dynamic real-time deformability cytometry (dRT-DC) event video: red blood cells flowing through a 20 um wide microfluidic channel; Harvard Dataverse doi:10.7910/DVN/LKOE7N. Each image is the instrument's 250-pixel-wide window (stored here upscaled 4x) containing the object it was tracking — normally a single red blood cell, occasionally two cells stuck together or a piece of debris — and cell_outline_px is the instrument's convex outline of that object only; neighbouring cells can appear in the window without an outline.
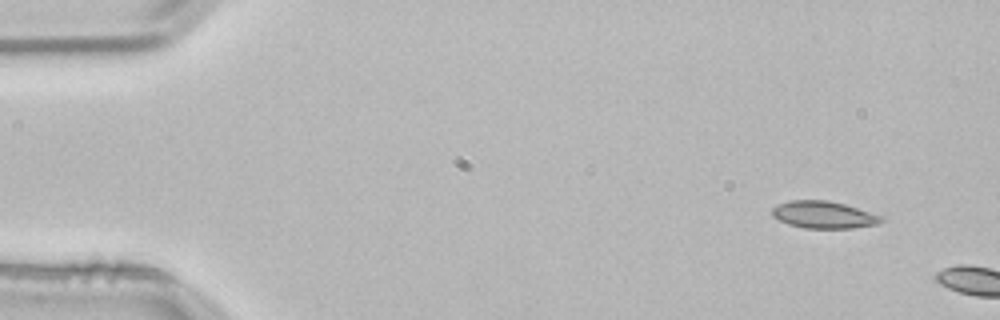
{"species": "common noctule bat (a hibernating species)", "species_latin": "Nyctalus noctula", "temperature_condition": "room temperature", "stored_images_in_passage": 2, "camera_frame_rate_fps": 3000, "um_per_image_px": 0.085, "animal": {"sex": "male", "body_mass_g": 21.5, "forearm_length_mm": 52.0}, "frame": {"image": 1, "passage_image": 1, "time_ms": 0.0, "image_size_px": [1000, 320], "cell_outline_px": [[884, 220], [876, 224], [852, 228], [804, 228], [788, 224], [772, 216], [772, 208], [788, 200], [828, 200], [844, 204], [884, 216]], "centroid_in_image_um": [70.02, 18.25], "position_along_channel_um": 15.0, "area_um2": 17.22}}